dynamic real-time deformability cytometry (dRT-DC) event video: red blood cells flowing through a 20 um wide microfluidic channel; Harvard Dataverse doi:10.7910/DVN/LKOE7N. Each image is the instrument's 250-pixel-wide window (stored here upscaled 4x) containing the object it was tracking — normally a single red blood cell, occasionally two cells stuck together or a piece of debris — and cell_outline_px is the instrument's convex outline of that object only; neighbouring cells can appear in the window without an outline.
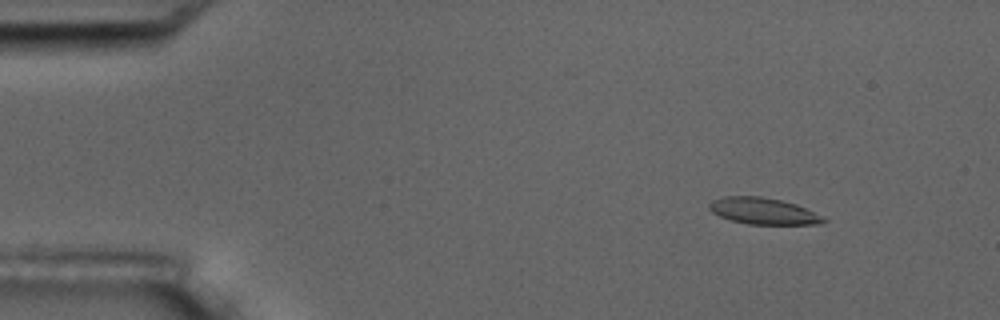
{"species": "common noctule bat (a hibernating species)", "species_latin": "Nyctalus noctula", "temperature_condition": "room temperature", "stored_images_in_passage": 6, "camera_frame_rate_fps": 3000, "um_per_image_px": 0.085, "animal": {"sex": "male", "body_mass_g": 17.5, "forearm_length_mm": 52.3}, "frame": {"image": 1, "passage_image": 2, "time_ms": 2.0, "image_size_px": [1000, 320], "cell_outline_px": [[828, 220], [820, 224], [748, 224], [728, 220], [712, 212], [708, 208], [708, 204], [712, 200], [724, 196], [760, 196], [780, 200], [796, 204]], "centroid_in_image_um": [64.81, 17.94], "position_along_channel_um": 20.2, "area_um2": 17.51}}